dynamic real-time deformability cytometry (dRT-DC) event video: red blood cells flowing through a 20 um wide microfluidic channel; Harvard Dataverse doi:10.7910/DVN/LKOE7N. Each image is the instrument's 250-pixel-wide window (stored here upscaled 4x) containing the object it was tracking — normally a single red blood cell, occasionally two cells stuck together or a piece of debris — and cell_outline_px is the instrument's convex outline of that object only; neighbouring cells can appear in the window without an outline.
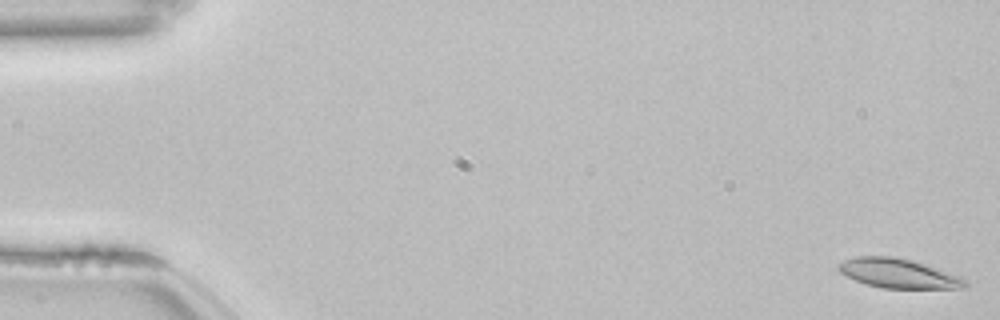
{"species": "common noctule bat (a hibernating species)", "species_latin": "Nyctalus noctula", "temperature_condition": "room temperature", "stored_images_in_passage": 16, "camera_frame_rate_fps": 3000, "um_per_image_px": 0.085, "animal": {"sex": "female", "body_mass_g": 22.7, "forearm_length_mm": 54.2}, "frame": {"image": 1, "passage_image": 1, "time_ms": 0.0, "image_size_px": [1000, 320], "cell_outline_px": [[968, 288], [880, 288], [856, 280], [840, 272], [836, 268], [836, 264], [844, 260], [856, 256], [892, 256], [912, 260], [960, 276], [968, 284]], "centroid_in_image_um": [76.34, 23.23], "position_along_channel_um": 8.7, "area_um2": 21.56}}
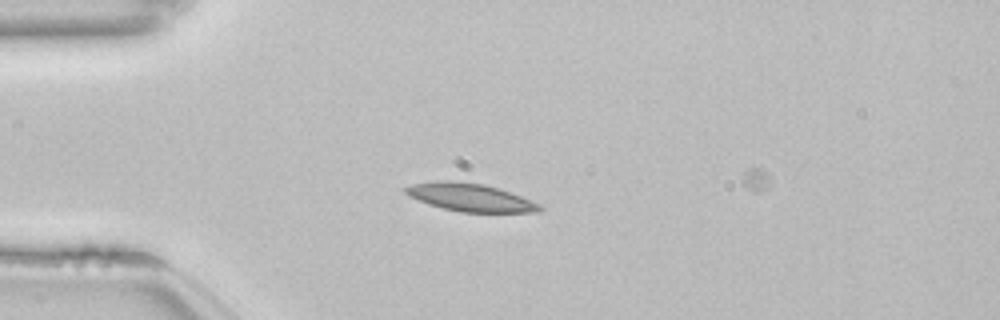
{"frame": {"image": 2, "passage_image": 14, "time_ms": 4.333, "image_size_px": [1000, 320], "cell_outline_px": [[544, 208], [540, 212], [460, 212], [428, 204], [408, 196], [404, 192], [404, 188], [412, 184], [436, 180], [452, 180], [484, 184], [520, 196], [540, 204]], "centroid_in_image_um": [39.93, 16.77], "position_along_channel_um": 45.1, "area_um2": 21.73}}